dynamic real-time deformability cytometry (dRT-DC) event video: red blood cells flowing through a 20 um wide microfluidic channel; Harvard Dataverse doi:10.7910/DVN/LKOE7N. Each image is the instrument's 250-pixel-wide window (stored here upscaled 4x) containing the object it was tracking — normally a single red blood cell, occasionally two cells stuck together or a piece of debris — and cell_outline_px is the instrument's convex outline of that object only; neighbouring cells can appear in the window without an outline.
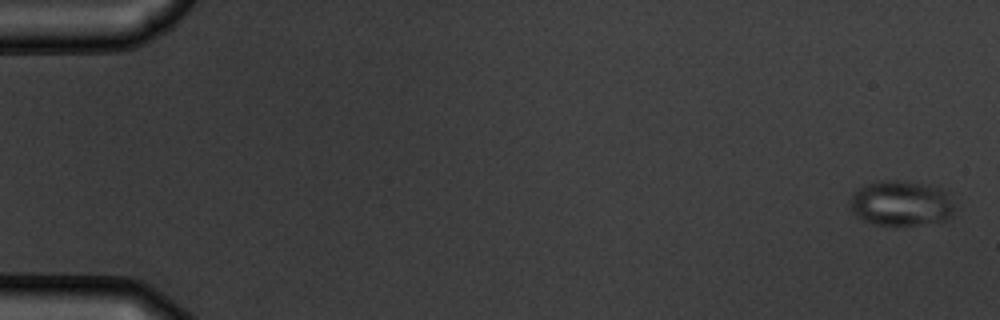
{"species": "common noctule bat (a hibernating species)", "species_latin": "Nyctalus noctula", "temperature_condition": "warm", "stored_images_in_passage": 5, "camera_frame_rate_fps": 3000, "um_per_image_px": 0.085, "animal": {"sex": "male", "body_mass_g": 19.5, "forearm_length_mm": 54.6}, "frame": {"image": 1, "passage_image": 1, "time_ms": 0.0, "image_size_px": [1000, 320], "cell_outline_px": [[956, 208], [952, 216], [944, 220], [896, 228], [872, 224], [864, 220], [852, 212], [848, 208], [848, 200], [852, 192], [868, 184], [880, 180], [896, 180], [928, 184], [944, 188], [948, 192]], "centroid_in_image_um": [76.59, 17.3], "position_along_channel_um": 8.4, "area_um2": 28.61}}